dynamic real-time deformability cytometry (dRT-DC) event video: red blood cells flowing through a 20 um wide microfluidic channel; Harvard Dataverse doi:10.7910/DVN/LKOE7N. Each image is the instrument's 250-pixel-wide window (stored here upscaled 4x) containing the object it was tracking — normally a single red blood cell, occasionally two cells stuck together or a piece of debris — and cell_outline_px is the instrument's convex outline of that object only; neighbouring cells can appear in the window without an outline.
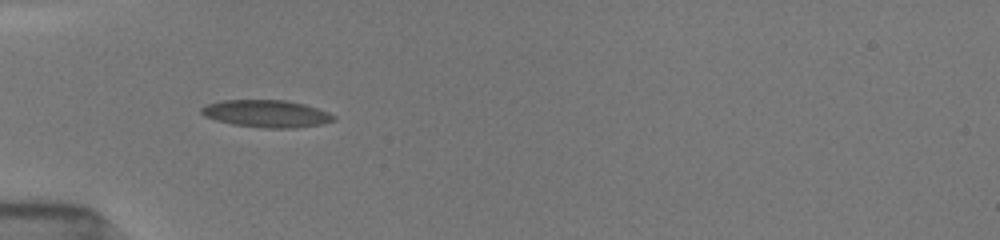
{"species": "common noctule bat (a hibernating species)", "species_latin": "Nyctalus noctula", "temperature_condition": "room temperature", "stored_images_in_passage": 10, "camera_frame_rate_fps": 3000, "um_per_image_px": 0.085, "animal": {"sex": "female", "body_mass_g": 19.5, "forearm_length_mm": 54.1}, "frame": {"image": 1, "passage_image": 9, "time_ms": 5.667, "image_size_px": [1000, 240], "cell_outline_px": [[336, 120], [320, 124], [296, 128], [268, 128], [232, 124], [216, 120], [204, 116], [200, 112], [200, 108], [208, 104], [220, 100], [288, 100], [304, 104], [328, 112], [336, 116]], "centroid_in_image_um": [22.65, 9.65], "position_along_channel_um": 62.4, "area_um2": 21.04}}
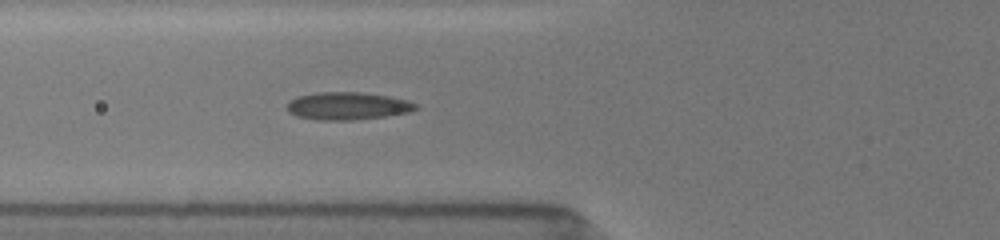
{"frame": {"image": 2, "passage_image": 10, "time_ms": 6.667, "image_size_px": [1000, 240], "cell_outline_px": [[420, 108], [408, 112], [384, 116], [352, 120], [316, 120], [296, 116], [288, 112], [288, 104], [296, 96], [320, 92], [364, 92], [388, 96], [404, 100], [416, 104]], "centroid_in_image_um": [29.52, 9.01], "position_along_channel_um": 96.3, "area_um2": 20.58}}